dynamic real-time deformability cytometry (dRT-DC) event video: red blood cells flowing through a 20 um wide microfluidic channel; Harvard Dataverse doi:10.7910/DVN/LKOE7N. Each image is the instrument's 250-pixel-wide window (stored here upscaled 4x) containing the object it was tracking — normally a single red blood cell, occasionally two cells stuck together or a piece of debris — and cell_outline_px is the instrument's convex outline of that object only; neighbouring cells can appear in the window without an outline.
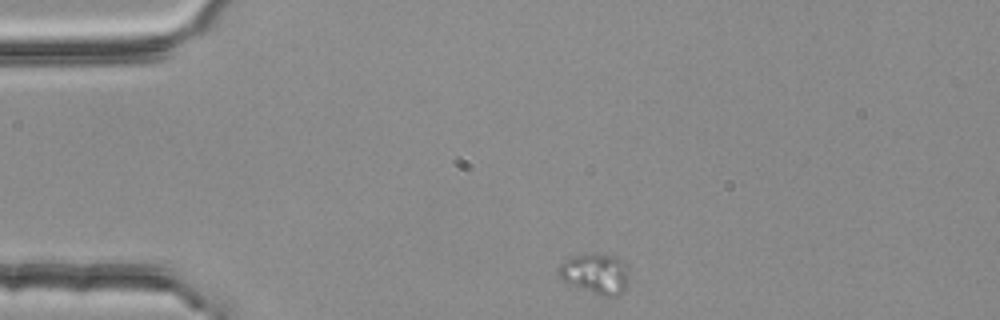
{"species": "common noctule bat (a hibernating species)", "species_latin": "Nyctalus noctula", "temperature_condition": "room temperature", "stored_images_in_passage": 4, "camera_frame_rate_fps": 3000, "um_per_image_px": 0.085, "animal": {"sex": "female", "body_mass_g": 25.1}, "frame": {"image": 1, "passage_image": 1, "time_ms": 0.0, "image_size_px": [1000, 320], "cell_outline_px": [[624, 288], [616, 296], [604, 296], [572, 284], [564, 280], [556, 272], [556, 268], [564, 260], [572, 256], [592, 252], [612, 256], [624, 260]], "centroid_in_image_um": [50.52, 23.2], "position_along_channel_um": 34.5, "area_um2": 15.9}}